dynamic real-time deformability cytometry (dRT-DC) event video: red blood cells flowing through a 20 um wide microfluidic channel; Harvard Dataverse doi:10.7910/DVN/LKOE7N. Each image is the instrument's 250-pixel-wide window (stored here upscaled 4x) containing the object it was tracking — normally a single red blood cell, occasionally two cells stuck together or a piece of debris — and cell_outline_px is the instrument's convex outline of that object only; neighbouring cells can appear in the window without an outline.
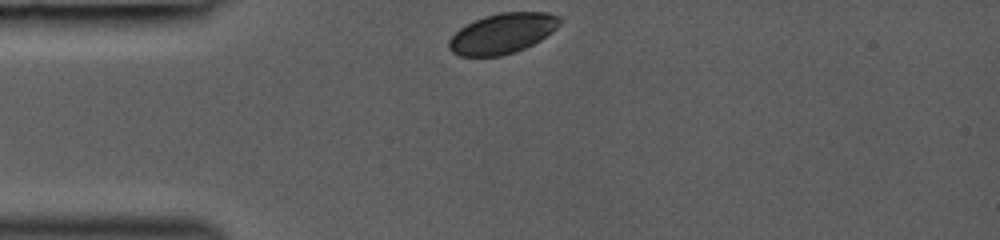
{"species": "common noctule bat (a hibernating species)", "species_latin": "Nyctalus noctula", "temperature_condition": "room temperature", "stored_images_in_passage": 16, "camera_frame_rate_fps": 3000, "um_per_image_px": 0.085, "animal": {"sex": "female", "body_mass_g": 19.0, "forearm_length_mm": 53.3}, "frame": {"image": 1, "passage_image": 1, "time_ms": 0.0, "image_size_px": [1000, 240], "cell_outline_px": [[564, 20], [552, 32], [540, 40], [516, 52], [500, 56], [460, 56], [452, 52], [448, 48], [448, 40], [460, 28], [484, 16], [500, 12], [548, 12], [560, 16]], "centroid_in_image_um": [42.73, 2.84], "position_along_channel_um": 42.3, "area_um2": 26.07}}
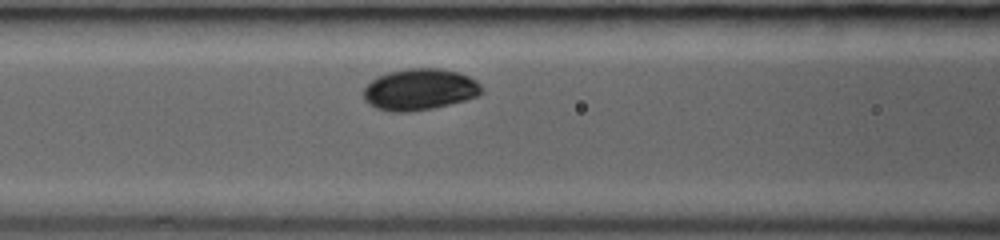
{"frame": {"image": 2, "passage_image": 7, "time_ms": 2.667, "image_size_px": [1000, 240], "cell_outline_px": [[484, 92], [476, 96], [464, 100], [432, 108], [408, 112], [392, 112], [376, 108], [368, 104], [364, 100], [364, 88], [376, 76], [388, 72], [408, 68], [440, 68], [456, 72], [468, 76], [476, 80], [484, 88]], "centroid_in_image_um": [35.66, 7.6], "position_along_channel_um": 130.9, "area_um2": 28.55}}
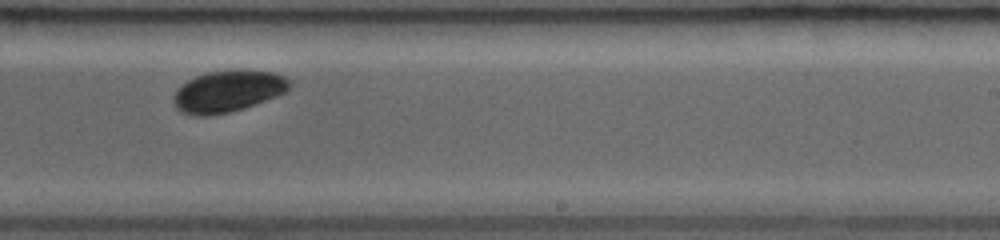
{"frame": {"image": 3, "passage_image": 14, "time_ms": 6.0, "image_size_px": [1000, 240], "cell_outline_px": [[292, 84], [288, 92], [256, 104], [244, 108], [228, 112], [208, 116], [196, 116], [180, 112], [176, 108], [172, 100], [172, 96], [188, 80], [196, 76], [208, 72], [276, 72], [292, 80]], "centroid_in_image_um": [19.4, 7.8], "position_along_channel_um": 269.6, "area_um2": 27.74}}